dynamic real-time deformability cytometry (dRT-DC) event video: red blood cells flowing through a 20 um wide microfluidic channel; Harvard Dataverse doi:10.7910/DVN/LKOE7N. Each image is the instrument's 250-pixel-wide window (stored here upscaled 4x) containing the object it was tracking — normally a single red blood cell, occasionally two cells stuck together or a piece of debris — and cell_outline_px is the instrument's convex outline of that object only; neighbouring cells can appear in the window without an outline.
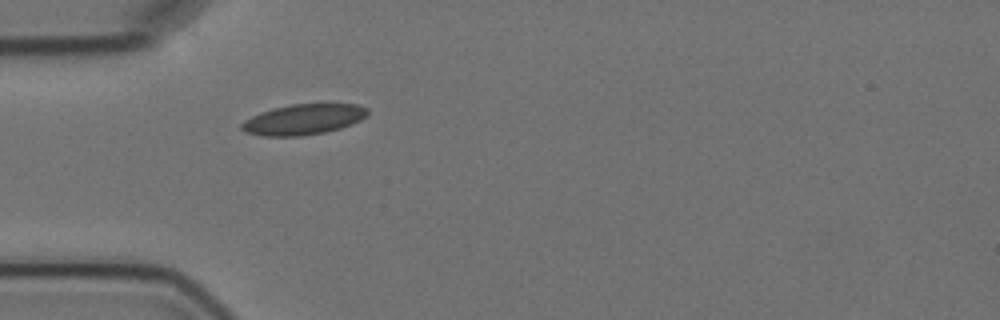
{"species": "Egyptian fruit bat (a non-hibernating species)", "species_latin": "Rousettus aegyptiacus", "temperature_condition": "cold", "stored_images_in_passage": 1, "camera_frame_rate_fps": 3000, "um_per_image_px": 0.085, "animal": {"sex": "female"}, "frame": {"image": 1, "passage_image": 1, "time_ms": 0.0, "image_size_px": [1000, 320], "cell_outline_px": [[368, 112], [360, 120], [340, 128], [324, 132], [300, 136], [264, 136], [244, 132], [240, 128], [240, 124], [244, 120], [260, 112], [272, 108], [288, 104], [356, 104], [368, 108]], "centroid_in_image_um": [25.73, 10.15], "position_along_channel_um": 59.3, "area_um2": 22.37}}